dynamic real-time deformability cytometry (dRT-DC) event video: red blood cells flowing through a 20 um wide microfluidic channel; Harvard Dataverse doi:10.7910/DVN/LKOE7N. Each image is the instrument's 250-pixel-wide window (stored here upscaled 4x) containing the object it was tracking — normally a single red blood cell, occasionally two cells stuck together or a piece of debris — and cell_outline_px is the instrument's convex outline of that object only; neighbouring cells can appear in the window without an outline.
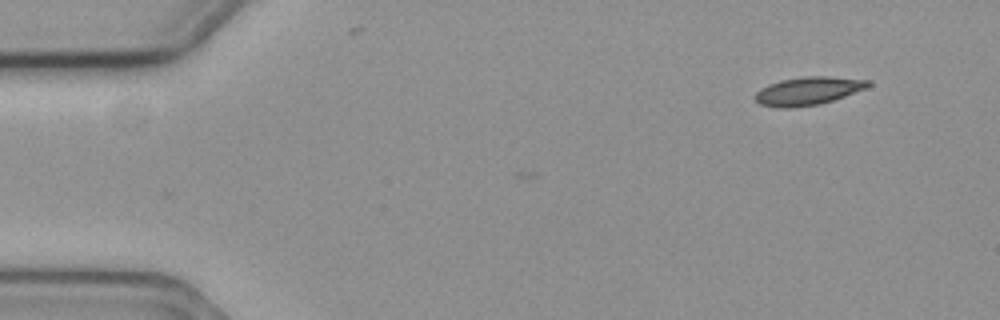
{"species": "common noctule bat (a hibernating species)", "species_latin": "Nyctalus noctula", "temperature_condition": "cold", "stored_images_in_passage": 2, "camera_frame_rate_fps": 3000, "um_per_image_px": 0.085, "animal": {"sex": "female", "body_mass_g": 19.3, "forearm_length_mm": 54.1}, "frame": {"image": 1, "passage_image": 1, "time_ms": 0.0, "image_size_px": [1000, 320], "cell_outline_px": [[872, 84], [864, 88], [844, 96], [820, 104], [792, 108], [780, 108], [760, 104], [752, 96], [760, 88], [768, 84], [780, 80], [804, 76], [828, 76], [872, 80]], "centroid_in_image_um": [68.65, 7.72], "position_along_channel_um": 16.4, "area_um2": 18.61}}